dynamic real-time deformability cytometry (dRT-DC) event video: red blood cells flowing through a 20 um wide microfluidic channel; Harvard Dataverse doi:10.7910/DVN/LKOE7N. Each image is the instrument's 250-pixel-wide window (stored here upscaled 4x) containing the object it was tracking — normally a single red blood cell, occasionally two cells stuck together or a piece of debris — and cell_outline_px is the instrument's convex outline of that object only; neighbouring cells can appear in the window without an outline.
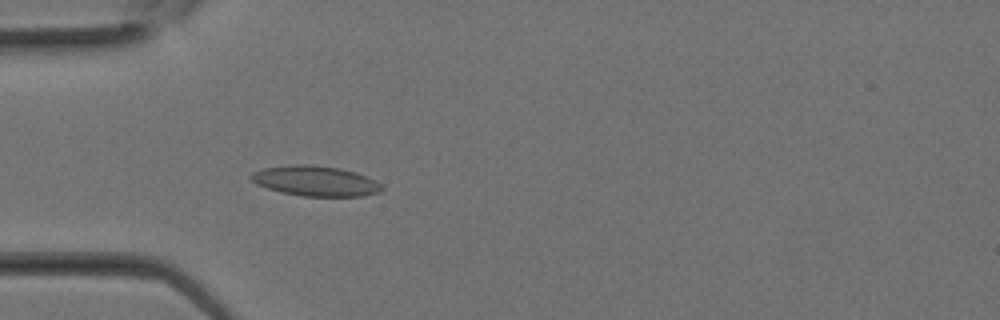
{"species": "Egyptian fruit bat (a non-hibernating species)", "species_latin": "Rousettus aegyptiacus", "temperature_condition": "room temperature", "stored_images_in_passage": 4, "camera_frame_rate_fps": 3000, "um_per_image_px": 0.085, "animal": {"sex": "female"}, "frame": {"image": 1, "passage_image": 2, "time_ms": 0.333, "image_size_px": [1000, 320], "cell_outline_px": [[384, 188], [380, 192], [364, 196], [304, 196], [280, 192], [256, 184], [248, 176], [252, 172], [264, 168], [292, 164], [308, 164], [340, 168], [356, 172], [380, 184]], "centroid_in_image_um": [26.78, 15.38], "position_along_channel_um": 58.2, "area_um2": 22.95}}
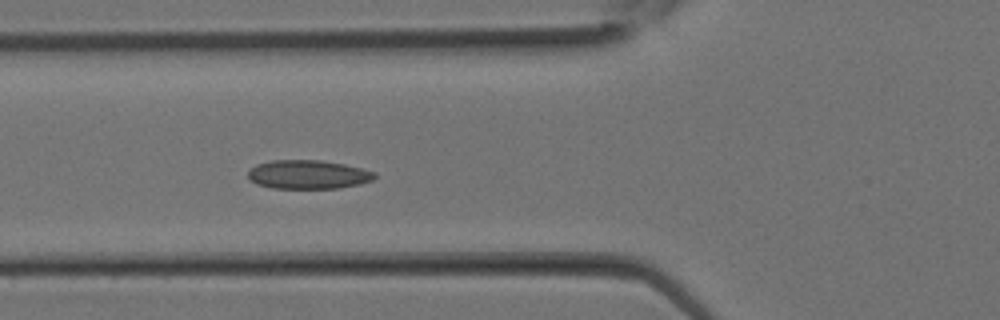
{"frame": {"image": 2, "passage_image": 4, "time_ms": 1.0, "image_size_px": [1000, 320], "cell_outline_px": [[376, 176], [372, 180], [360, 184], [340, 188], [272, 188], [256, 184], [248, 180], [248, 172], [256, 164], [272, 160], [320, 160], [344, 164], [376, 172]], "centroid_in_image_um": [26.17, 14.83], "position_along_channel_um": 99.6, "area_um2": 21.33}}